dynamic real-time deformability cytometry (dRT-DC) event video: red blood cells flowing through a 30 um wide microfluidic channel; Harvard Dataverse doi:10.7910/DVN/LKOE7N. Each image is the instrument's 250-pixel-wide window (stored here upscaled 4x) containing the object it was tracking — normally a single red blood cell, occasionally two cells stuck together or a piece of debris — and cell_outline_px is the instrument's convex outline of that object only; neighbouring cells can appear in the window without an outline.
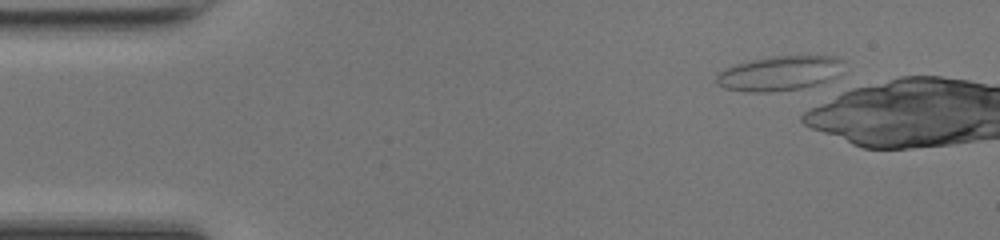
{"species": "common noctule bat (a hibernating species)", "species_latin": "Nyctalus noctula", "temperature_condition": "room temperature", "stored_images_in_passage": 7, "camera_frame_rate_fps": 3000, "um_per_image_px": 0.085, "animal": {"sex": "female", "body_mass_g": 17.0, "forearm_length_mm": 48.0}, "frame": {"image": 1, "passage_image": 2, "time_ms": 0.333, "image_size_px": [1000, 240], "cell_outline_px": [[844, 60], [836, 76], [816, 84], [800, 88], [772, 92], [748, 92], [724, 88], [716, 84], [716, 72], [736, 64], [752, 60], [772, 56], [836, 56]], "centroid_in_image_um": [66.19, 6.23], "position_along_channel_um": 18.8, "area_um2": 25.55}}